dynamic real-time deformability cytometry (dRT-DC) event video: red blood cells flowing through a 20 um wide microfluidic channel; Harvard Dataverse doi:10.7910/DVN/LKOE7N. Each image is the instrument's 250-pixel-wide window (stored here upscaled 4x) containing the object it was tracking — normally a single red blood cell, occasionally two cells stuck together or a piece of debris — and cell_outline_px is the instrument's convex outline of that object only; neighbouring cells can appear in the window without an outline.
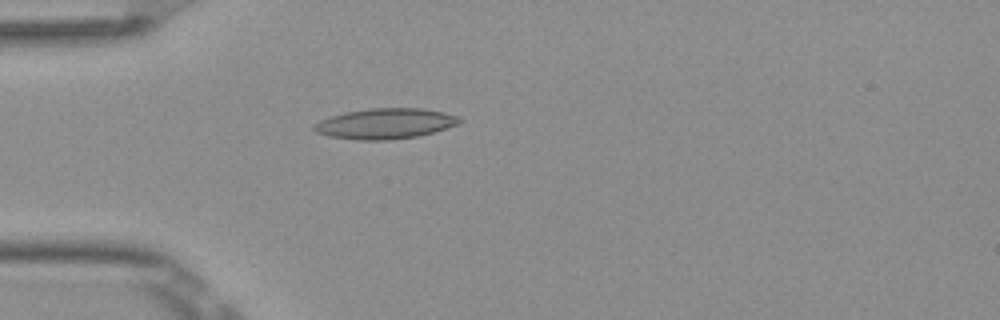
{"species": "Egyptian fruit bat (a non-hibernating species)", "species_latin": "Rousettus aegyptiacus", "temperature_condition": "room temperature", "stored_images_in_passage": 48, "camera_frame_rate_fps": 3000, "um_per_image_px": 0.085, "frame": {"image": 1, "passage_image": 11, "time_ms": 3.333, "image_size_px": [1000, 320], "cell_outline_px": [[464, 120], [460, 124], [432, 132], [416, 136], [388, 140], [356, 140], [328, 136], [316, 132], [312, 128], [312, 124], [320, 120], [344, 112], [372, 108], [420, 108], [444, 112], [460, 116]], "centroid_in_image_um": [32.75, 10.5], "position_along_channel_um": 52.2, "area_um2": 25.95}}
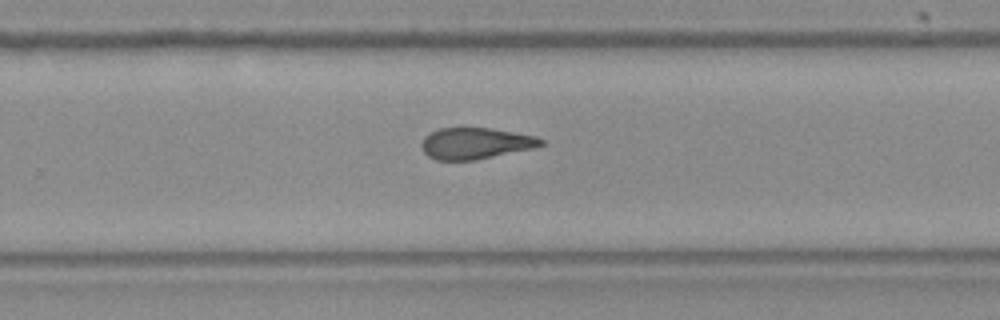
{"frame": {"image": 2, "passage_image": 30, "time_ms": 9.667, "image_size_px": [1000, 320], "cell_outline_px": [[544, 144], [532, 148], [476, 160], [436, 160], [428, 156], [424, 152], [420, 144], [424, 136], [440, 128], [492, 128], [536, 136], [544, 140]], "centroid_in_image_um": [40.4, 12.18], "position_along_channel_um": 289.4, "area_um2": 21.73}}
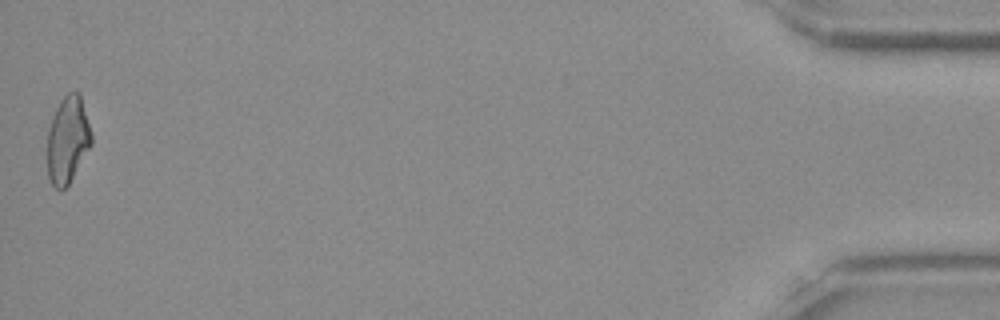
{"frame": {"image": 3, "passage_image": 48, "time_ms": 15.667, "image_size_px": [1000, 320], "cell_outline_px": [[92, 144], [68, 184], [64, 188], [56, 188], [52, 184], [48, 176], [48, 128], [52, 116], [60, 100], [68, 92], [80, 92], [92, 132]], "centroid_in_image_um": [5.77, 11.83], "position_along_channel_um": 429.4, "area_um2": 22.25}, "authors_computed_cell_mechanics": {"area_um2": 22.9466, "velocity_mm_per_s": 3.8948, "shape_relaxation_time_tau1_ms": 10.414, "shape_relaxation_time_tau2_ms": 4.2376, "deformation_change_tau1": 0.2537, "deformation_change_tau2": 0.1227}}